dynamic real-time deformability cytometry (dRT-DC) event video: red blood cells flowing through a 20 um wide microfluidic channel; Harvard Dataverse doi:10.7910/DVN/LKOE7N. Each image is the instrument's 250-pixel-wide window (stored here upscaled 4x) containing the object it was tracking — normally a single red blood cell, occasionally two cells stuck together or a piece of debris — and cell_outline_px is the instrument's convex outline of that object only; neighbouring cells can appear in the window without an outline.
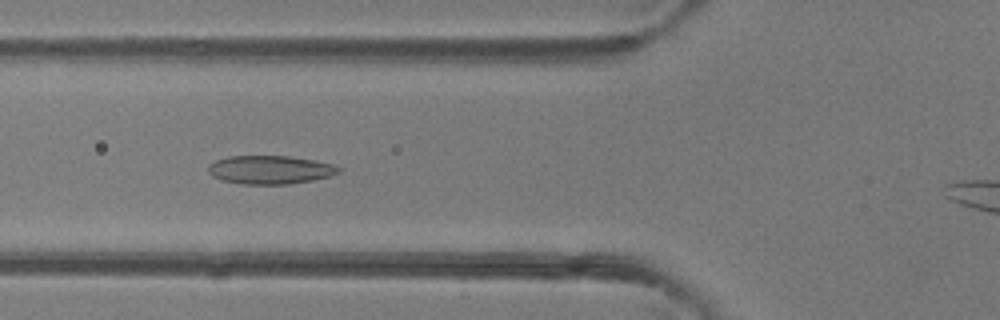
{"species": "common noctule bat (a hibernating species)", "species_latin": "Nyctalus noctula", "temperature_condition": "room temperature", "stored_images_in_passage": 29, "camera_frame_rate_fps": 3000, "um_per_image_px": 0.085, "animal": {"sex": "female"}, "frame": {"image": 1, "passage_image": 4, "time_ms": 1.0, "image_size_px": [1000, 320], "cell_outline_px": [[340, 172], [332, 176], [312, 180], [288, 184], [240, 184], [224, 180], [212, 176], [208, 172], [208, 164], [216, 160], [228, 156], [288, 156], [316, 160], [332, 164], [340, 168]], "centroid_in_image_um": [22.96, 14.43], "position_along_channel_um": 102.8, "area_um2": 21.68}}
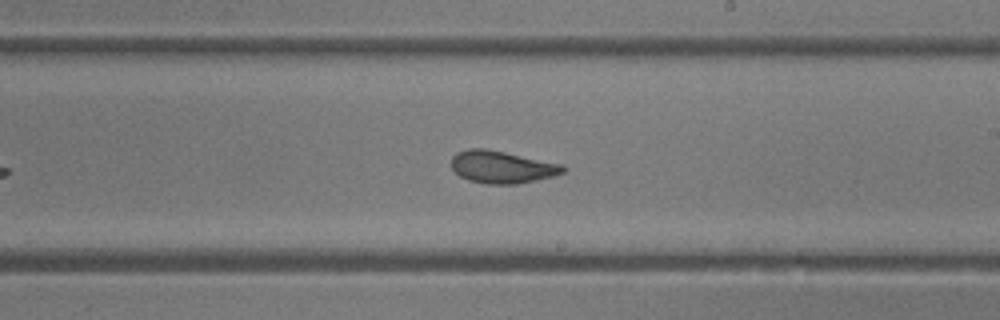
{"frame": {"image": 2, "passage_image": 14, "time_ms": 4.333, "image_size_px": [1000, 320], "cell_outline_px": [[568, 168], [564, 172], [552, 176], [536, 180], [516, 184], [484, 184], [468, 180], [460, 176], [452, 168], [452, 156], [456, 152], [468, 148], [484, 148], [564, 164]], "centroid_in_image_um": [42.67, 14.19], "position_along_channel_um": 246.3, "area_um2": 21.15}}
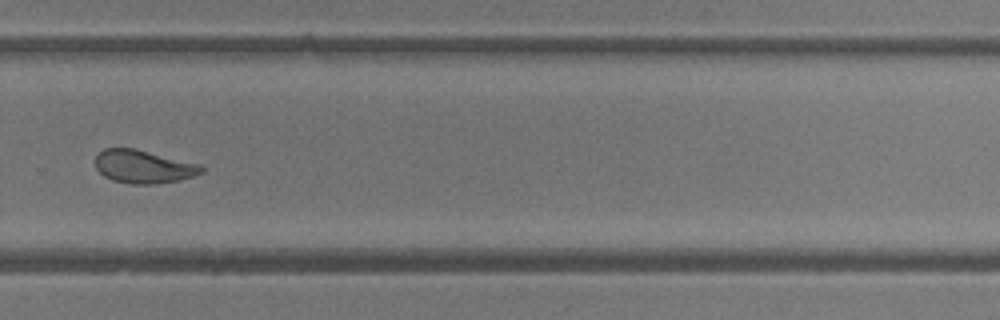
{"frame": {"image": 3, "passage_image": 19, "time_ms": 6.0, "image_size_px": [1000, 320], "cell_outline_px": [[204, 172], [180, 180], [156, 184], [132, 184], [112, 180], [104, 176], [96, 168], [96, 156], [104, 148], [136, 148], [200, 164], [204, 168]], "centroid_in_image_um": [12.21, 14.16], "position_along_channel_um": 317.6, "area_um2": 20.58}, "authors_computed_cell_mechanics": {"area_um2": 21.1548, "velocity_mm_per_s": 4.3032, "shape_relaxation_time_tau1_ms": 5.6548, "shape_relaxation_time_tau2_ms": 1.5496, "deformation_change_tau1": 0.1565, "deformation_change_tau2": 0.0753}}